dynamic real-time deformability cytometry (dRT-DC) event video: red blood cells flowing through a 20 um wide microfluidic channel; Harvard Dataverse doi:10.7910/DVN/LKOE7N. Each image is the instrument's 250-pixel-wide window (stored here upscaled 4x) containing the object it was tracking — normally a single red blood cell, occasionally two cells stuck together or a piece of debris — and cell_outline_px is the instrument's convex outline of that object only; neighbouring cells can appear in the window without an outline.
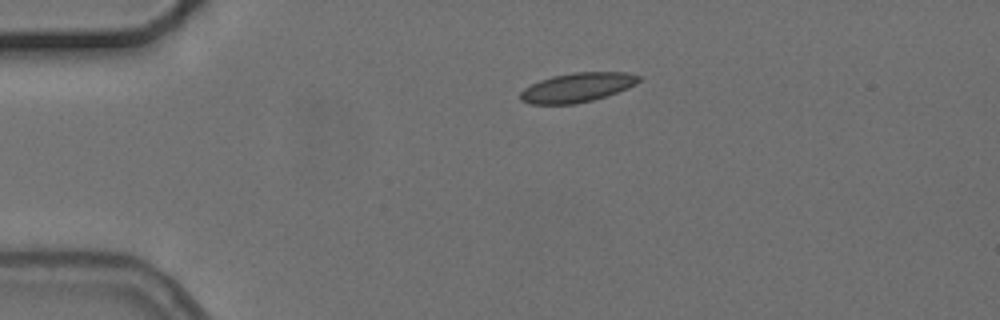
{"species": "common noctule bat (a hibernating species)", "species_latin": "Nyctalus noctula", "temperature_condition": "cold", "stored_images_in_passage": 2, "camera_frame_rate_fps": 3000, "um_per_image_px": 0.085, "animal": {"sex": "female", "body_mass_g": 24.6, "forearm_length_mm": 56.2}, "frame": {"image": 1, "passage_image": 1, "time_ms": 0.0, "image_size_px": [1000, 320], "cell_outline_px": [[644, 76], [636, 84], [628, 88], [592, 100], [576, 104], [532, 104], [520, 100], [520, 92], [524, 88], [540, 80], [552, 76], [572, 72], [628, 72]], "centroid_in_image_um": [49.09, 7.42], "position_along_channel_um": 35.9, "area_um2": 20.29}}